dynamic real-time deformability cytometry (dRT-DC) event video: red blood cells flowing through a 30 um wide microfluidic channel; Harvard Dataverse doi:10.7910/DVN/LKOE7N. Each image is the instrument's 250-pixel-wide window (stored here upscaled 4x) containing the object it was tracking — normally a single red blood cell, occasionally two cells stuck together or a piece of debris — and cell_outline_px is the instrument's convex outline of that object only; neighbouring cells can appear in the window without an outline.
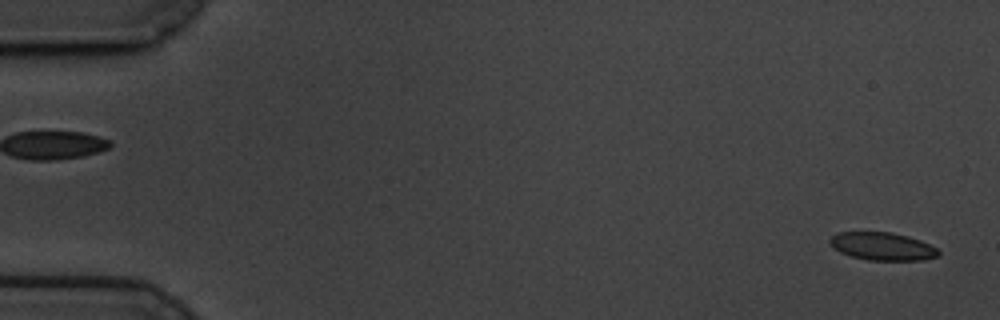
{"species": "common noctule bat (a hibernating species)", "species_latin": "Nyctalus noctula", "temperature_condition": "cold", "stored_images_in_passage": 51, "camera_frame_rate_fps": 3000, "um_per_image_px": 0.085, "animal": {"sex": "male", "body_mass_g": 19.5, "forearm_length_mm": 54.6}, "frame": {"image": 1, "passage_image": 2, "time_ms": 0.333, "image_size_px": [1000, 320], "cell_outline_px": [[940, 256], [924, 260], [868, 260], [852, 256], [840, 252], [828, 240], [836, 232], [892, 232], [908, 236], [920, 240], [936, 248], [940, 252]], "centroid_in_image_um": [75.03, 20.93], "position_along_channel_um": 10.0, "area_um2": 17.57}}
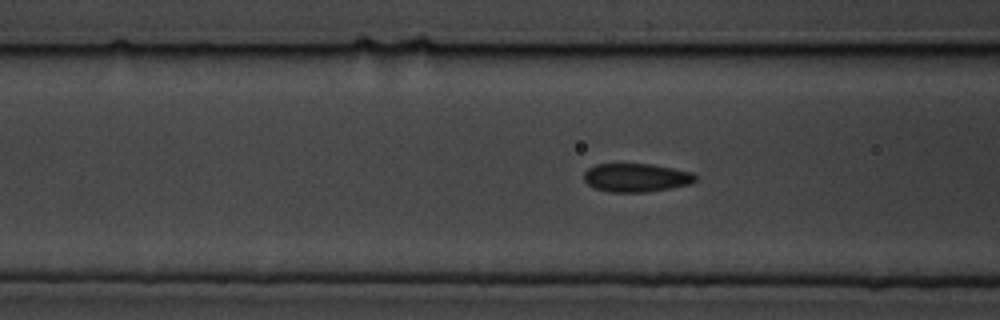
{"frame": {"image": 2, "passage_image": 23, "time_ms": 7.333, "image_size_px": [1000, 320], "cell_outline_px": [[696, 180], [692, 184], [672, 188], [644, 192], [608, 192], [596, 188], [588, 184], [584, 180], [584, 172], [588, 168], [596, 164], [652, 164], [692, 172], [696, 176]], "centroid_in_image_um": [54.09, 15.1], "position_along_channel_um": 112.5, "area_um2": 18.55}}
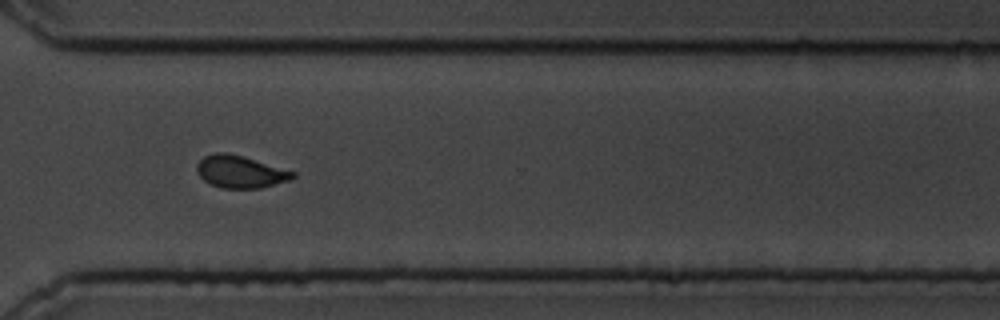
{"frame": {"image": 3, "passage_image": 44, "time_ms": 14.333, "image_size_px": [1000, 320], "cell_outline_px": [[296, 176], [292, 180], [260, 188], [220, 188], [204, 180], [196, 172], [196, 164], [204, 156], [216, 152], [228, 152], [244, 156], [296, 172]], "centroid_in_image_um": [20.44, 14.59], "position_along_channel_um": 350.2, "area_um2": 18.26}, "authors_computed_cell_mechanics": {"area_um2": 18.3804, "velocity_mm_per_s": 3.3945, "shape_relaxation_time_tau1_ms": 3.8932, "shape_relaxation_time_tau2_ms": 0.9441, "deformation_change_tau1": 0.0898, "deformation_change_tau2": 0.0518}}